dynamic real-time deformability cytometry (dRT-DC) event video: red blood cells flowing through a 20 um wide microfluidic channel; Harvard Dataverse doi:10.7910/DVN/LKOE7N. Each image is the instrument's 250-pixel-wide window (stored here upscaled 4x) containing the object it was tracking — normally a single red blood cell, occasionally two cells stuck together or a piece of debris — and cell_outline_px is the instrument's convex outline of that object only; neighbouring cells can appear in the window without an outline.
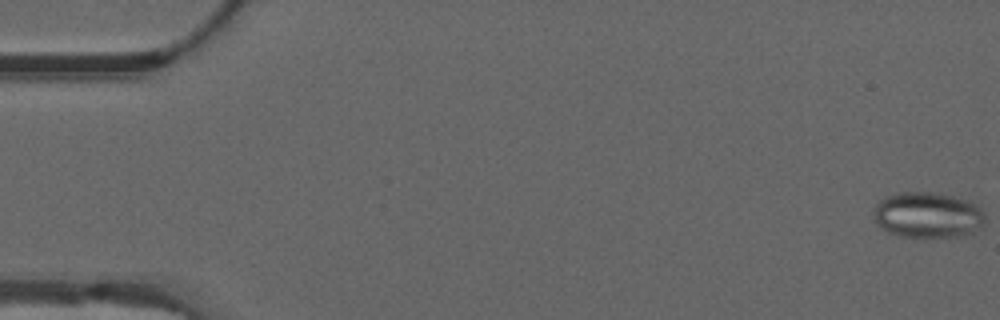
{"species": "common noctule bat (a hibernating species)", "species_latin": "Nyctalus noctula", "temperature_condition": "warm", "stored_images_in_passage": 40, "camera_frame_rate_fps": 3000, "um_per_image_px": 0.085, "animal": {"sex": "male", "forearm_length_mm": 52.5}, "frame": {"image": 1, "passage_image": 1, "time_ms": 0.0, "image_size_px": [1000, 320], "cell_outline_px": [[984, 224], [972, 232], [956, 236], [900, 236], [888, 232], [876, 220], [872, 208], [884, 196], [896, 192], [928, 192], [952, 196], [968, 200], [980, 208], [984, 212]], "centroid_in_image_um": [78.83, 18.25], "position_along_channel_um": 6.2, "area_um2": 29.36}}
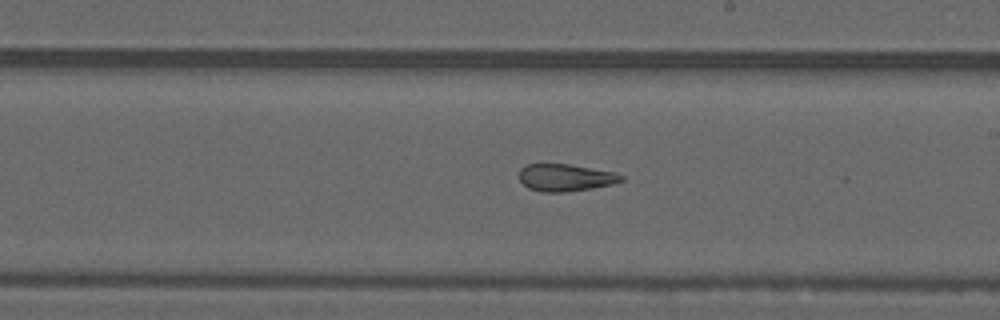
{"frame": {"image": 2, "passage_image": 32, "time_ms": 10.333, "image_size_px": [1000, 320], "cell_outline_px": [[624, 180], [612, 184], [592, 188], [564, 192], [540, 192], [528, 188], [520, 180], [520, 168], [528, 164], [568, 164], [612, 172], [624, 176]], "centroid_in_image_um": [48.04, 15.1], "position_along_channel_um": 241.0, "area_um2": 16.01}}
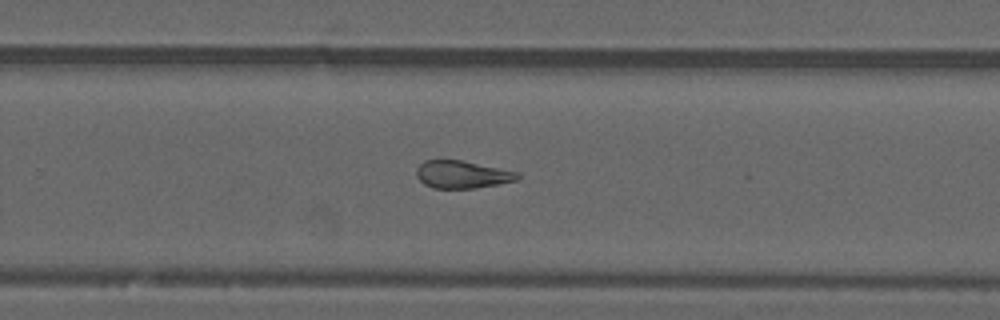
{"frame": {"image": 3, "passage_image": 36, "time_ms": 11.667, "image_size_px": [1000, 320], "cell_outline_px": [[520, 176], [516, 180], [476, 188], [432, 188], [424, 184], [416, 176], [416, 168], [424, 160], [460, 160], [520, 172]], "centroid_in_image_um": [39.26, 14.83], "position_along_channel_um": 290.5, "area_um2": 16.18}}